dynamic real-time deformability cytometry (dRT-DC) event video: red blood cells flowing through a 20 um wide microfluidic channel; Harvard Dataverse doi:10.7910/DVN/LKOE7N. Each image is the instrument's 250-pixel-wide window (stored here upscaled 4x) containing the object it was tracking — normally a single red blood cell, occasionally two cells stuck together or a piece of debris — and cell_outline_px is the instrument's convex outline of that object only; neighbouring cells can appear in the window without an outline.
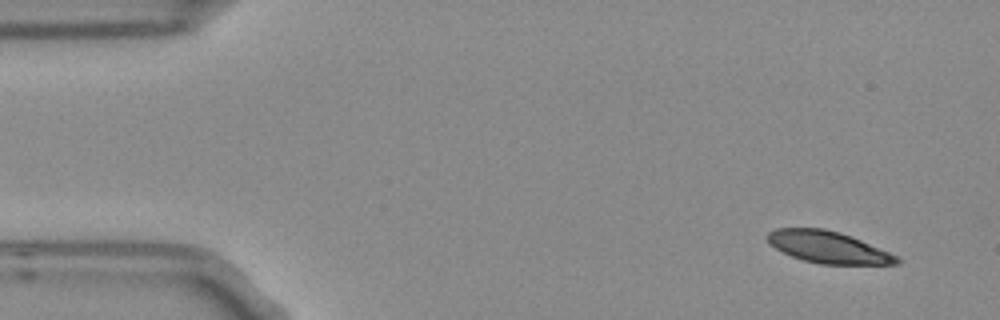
{"species": "Egyptian fruit bat (a non-hibernating species)", "species_latin": "Rousettus aegyptiacus", "temperature_condition": "room temperature", "stored_images_in_passage": 14, "camera_frame_rate_fps": 3000, "um_per_image_px": 0.085, "frame": {"image": 1, "passage_image": 1, "time_ms": 0.0, "image_size_px": [1000, 320], "cell_outline_px": [[900, 264], [820, 264], [804, 260], [792, 256], [776, 248], [768, 240], [768, 232], [776, 228], [824, 228], [840, 232], [860, 240], [888, 252], [896, 256], [900, 260]], "centroid_in_image_um": [70.38, 21.0], "position_along_channel_um": 14.6, "area_um2": 23.52}}
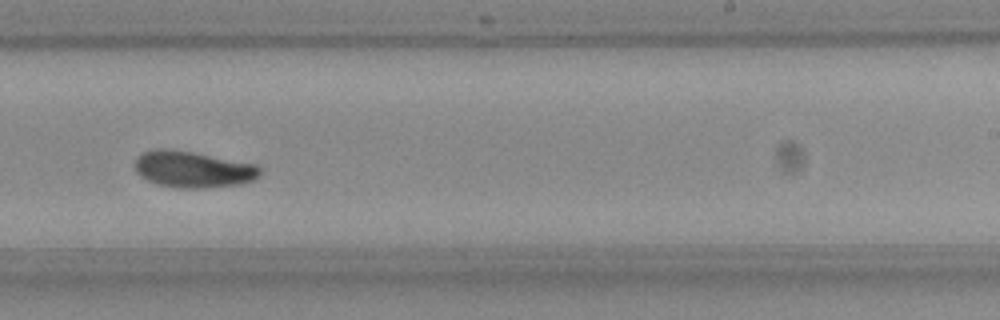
{"frame": {"image": 2, "passage_image": 9, "time_ms": 2.667, "image_size_px": [1000, 320], "cell_outline_px": [[264, 168], [260, 176], [252, 180], [240, 184], [204, 188], [180, 188], [160, 184], [148, 180], [140, 176], [136, 172], [136, 156], [144, 152], [156, 148], [168, 148], [192, 152], [256, 164]], "centroid_in_image_um": [16.44, 14.39], "position_along_channel_um": 272.6, "area_um2": 26.59}}
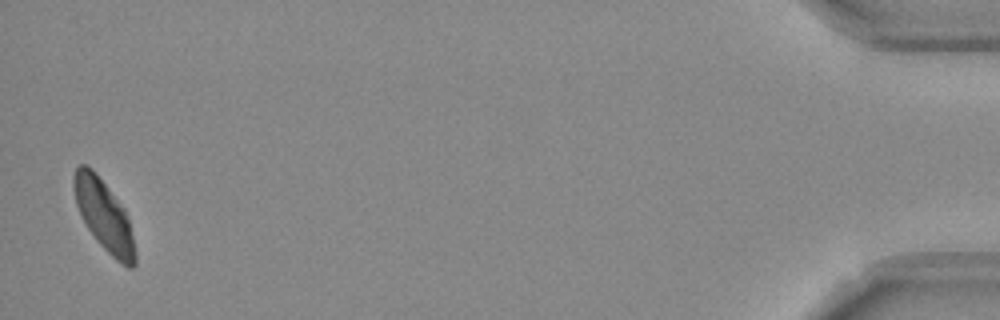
{"frame": {"image": 3, "passage_image": 14, "time_ms": 4.333, "image_size_px": [1000, 320], "cell_outline_px": [[136, 264], [132, 268], [128, 268], [116, 260], [96, 240], [88, 228], [76, 204], [72, 184], [72, 176], [76, 168], [80, 164], [88, 164], [96, 172], [124, 208], [128, 216], [136, 252]], "centroid_in_image_um": [8.84, 18.29], "position_along_channel_um": 426.4, "area_um2": 25.26}}